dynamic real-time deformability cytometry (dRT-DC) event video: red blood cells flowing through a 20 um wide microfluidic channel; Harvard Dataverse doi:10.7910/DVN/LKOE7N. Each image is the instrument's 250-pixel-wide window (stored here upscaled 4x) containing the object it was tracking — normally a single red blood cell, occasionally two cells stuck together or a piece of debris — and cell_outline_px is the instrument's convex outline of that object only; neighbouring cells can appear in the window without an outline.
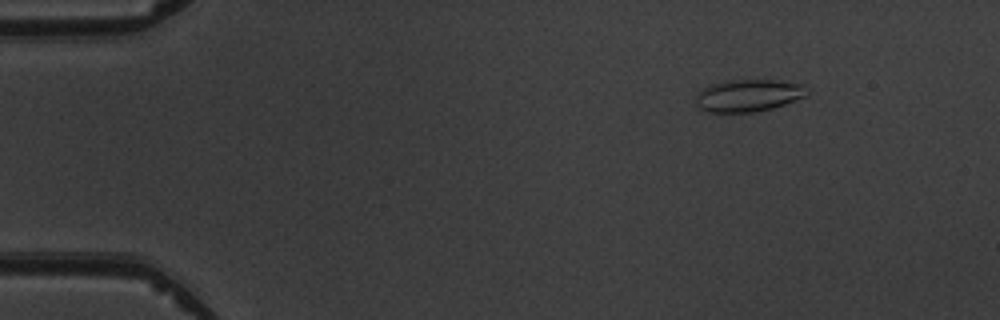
{"species": "common noctule bat (a hibernating species)", "species_latin": "Nyctalus noctula", "temperature_condition": "warm", "stored_images_in_passage": 4, "camera_frame_rate_fps": 3000, "um_per_image_px": 0.085, "animal": {"sex": "male", "body_mass_g": 19.5, "forearm_length_mm": 54.6}, "frame": {"image": 1, "passage_image": 2, "time_ms": 1.333, "image_size_px": [1000, 320], "cell_outline_px": [[808, 96], [772, 108], [756, 112], [708, 112], [700, 108], [696, 104], [696, 92], [708, 84], [724, 80], [772, 80], [804, 84], [808, 92]], "centroid_in_image_um": [63.58, 8.11], "position_along_channel_um": 21.4, "area_um2": 21.15}}